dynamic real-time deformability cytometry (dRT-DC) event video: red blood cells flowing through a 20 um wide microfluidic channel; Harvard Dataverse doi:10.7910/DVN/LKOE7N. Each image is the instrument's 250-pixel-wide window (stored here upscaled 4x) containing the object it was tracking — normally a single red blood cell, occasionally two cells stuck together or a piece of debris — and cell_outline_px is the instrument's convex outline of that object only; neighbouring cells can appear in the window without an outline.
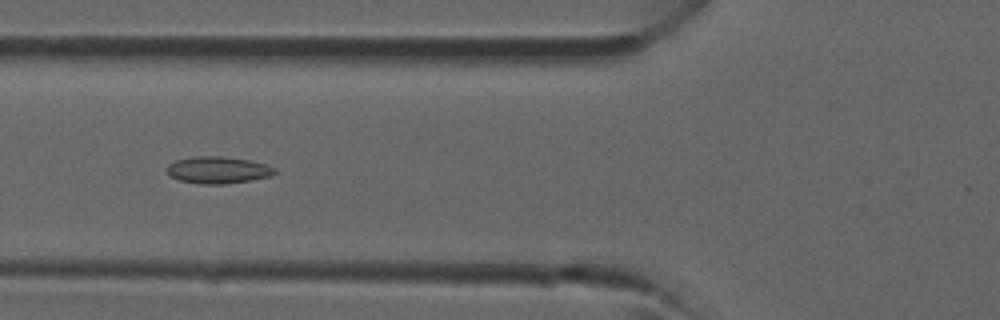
{"species": "common noctule bat (a hibernating species)", "species_latin": "Nyctalus noctula", "temperature_condition": "room temperature", "stored_images_in_passage": 29, "camera_frame_rate_fps": 3000, "um_per_image_px": 0.085, "animal": {"sex": "male", "forearm_length_mm": 52.5}, "frame": {"image": 1, "passage_image": 4, "time_ms": 1.0, "image_size_px": [1000, 320], "cell_outline_px": [[276, 172], [272, 176], [252, 180], [224, 184], [200, 184], [180, 180], [172, 176], [168, 172], [168, 164], [176, 160], [192, 156], [220, 156], [248, 160], [264, 164], [276, 168]], "centroid_in_image_um": [18.55, 14.45], "position_along_channel_um": 107.3, "area_um2": 16.82}}
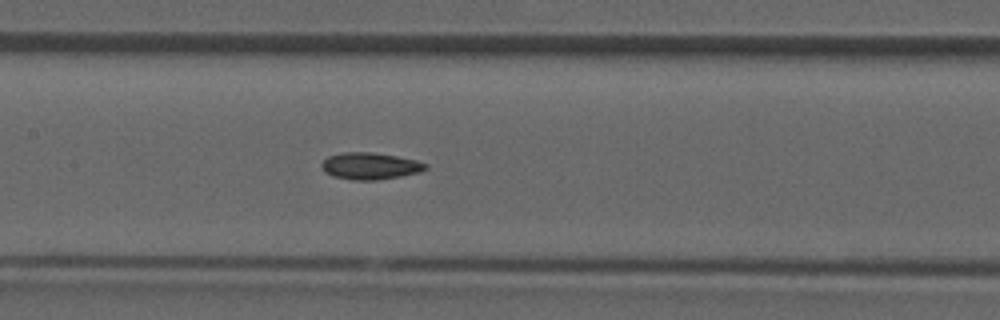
{"frame": {"image": 2, "passage_image": 8, "time_ms": 2.333, "image_size_px": [1000, 320], "cell_outline_px": [[428, 168], [420, 172], [400, 176], [376, 180], [352, 180], [332, 176], [324, 172], [320, 164], [328, 156], [344, 152], [372, 152], [396, 156], [416, 160], [428, 164]], "centroid_in_image_um": [31.45, 14.11], "position_along_channel_um": 176.0, "area_um2": 16.3}}
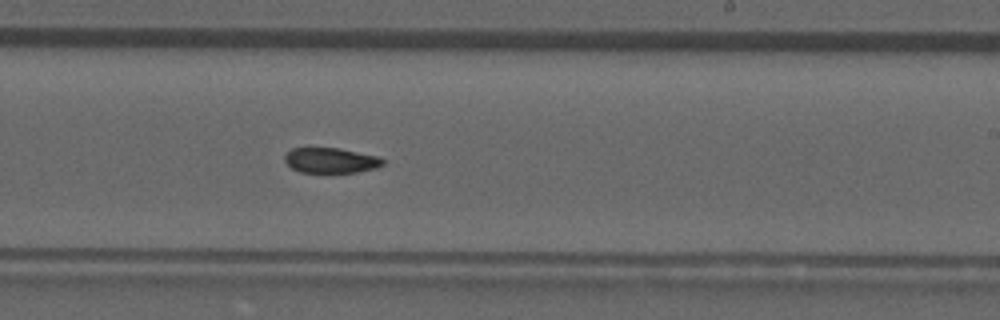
{"frame": {"image": 3, "passage_image": 13, "time_ms": 4.0, "image_size_px": [1000, 320], "cell_outline_px": [[384, 164], [376, 168], [356, 172], [300, 172], [292, 168], [284, 160], [284, 156], [292, 148], [340, 148], [380, 156], [384, 160]], "centroid_in_image_um": [28.15, 13.62], "position_along_channel_um": 260.9, "area_um2": 14.45}}